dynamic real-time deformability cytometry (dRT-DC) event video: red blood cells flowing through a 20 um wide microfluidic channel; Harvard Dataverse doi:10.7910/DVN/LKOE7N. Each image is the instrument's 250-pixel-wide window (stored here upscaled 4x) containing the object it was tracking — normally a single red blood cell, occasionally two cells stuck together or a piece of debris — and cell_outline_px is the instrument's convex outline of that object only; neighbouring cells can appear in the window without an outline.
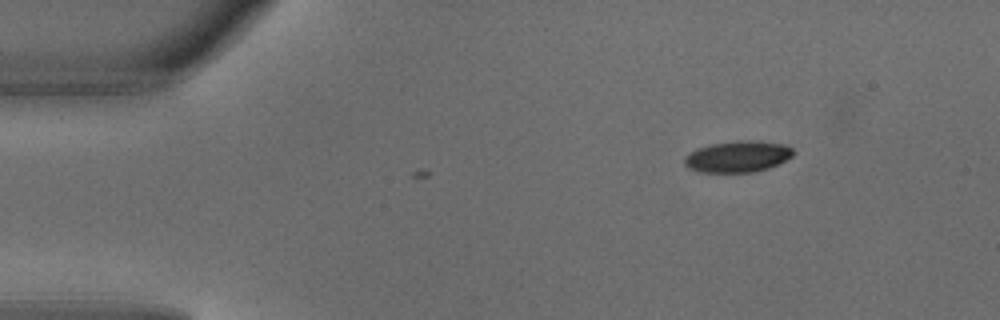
{"species": "common noctule bat (a hibernating species)", "species_latin": "Nyctalus noctula", "temperature_condition": "warm", "stored_images_in_passage": 3, "camera_frame_rate_fps": 3000, "um_per_image_px": 0.085, "animal": {"sex": "male", "body_mass_g": 18.8}, "frame": {"image": 1, "passage_image": 1, "time_ms": 0.0, "image_size_px": [1000, 320], "cell_outline_px": [[792, 156], [768, 168], [756, 172], [700, 172], [688, 168], [684, 164], [684, 156], [700, 148], [712, 144], [736, 140], [752, 140], [784, 144], [792, 148]], "centroid_in_image_um": [62.69, 13.31], "position_along_channel_um": 22.3, "area_um2": 19.65}}